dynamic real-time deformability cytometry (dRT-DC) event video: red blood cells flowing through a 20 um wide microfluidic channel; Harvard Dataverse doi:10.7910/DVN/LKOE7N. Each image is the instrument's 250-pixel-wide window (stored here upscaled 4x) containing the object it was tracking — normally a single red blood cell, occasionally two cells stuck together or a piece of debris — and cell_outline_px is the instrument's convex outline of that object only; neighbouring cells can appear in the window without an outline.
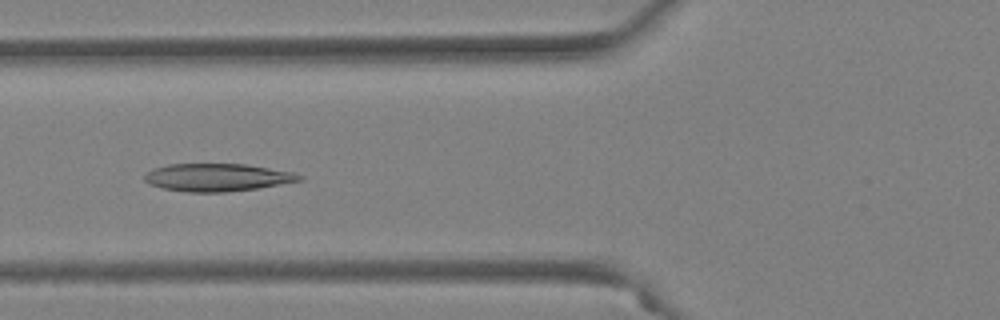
{"species": "Egyptian fruit bat (a non-hibernating species)", "species_latin": "Rousettus aegyptiacus", "temperature_condition": "warm", "stored_images_in_passage": 51, "camera_frame_rate_fps": 3000, "um_per_image_px": 0.085, "animal": {"sex": "female"}, "frame": {"image": 1, "passage_image": 20, "time_ms": 6.333, "image_size_px": [1000, 320], "cell_outline_px": [[304, 180], [256, 188], [224, 192], [188, 192], [160, 188], [148, 184], [144, 180], [144, 176], [152, 168], [168, 164], [244, 164], [296, 172], [304, 176]], "centroid_in_image_um": [18.46, 15.07], "position_along_channel_um": 107.3, "area_um2": 25.14}}
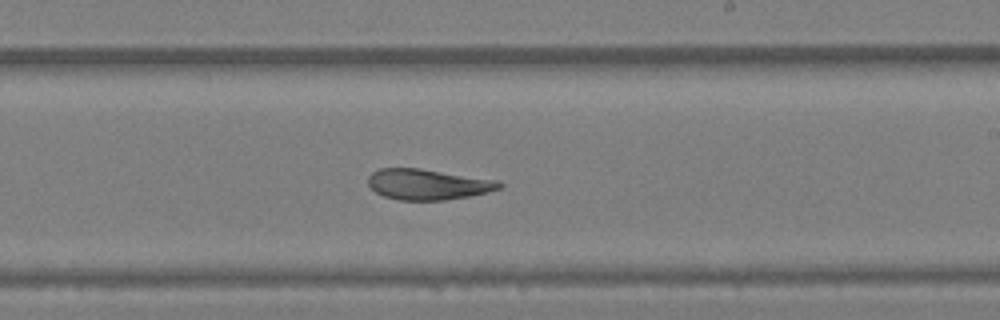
{"frame": {"image": 2, "passage_image": 31, "time_ms": 10.0, "image_size_px": [1000, 320], "cell_outline_px": [[504, 184], [500, 188], [488, 192], [468, 196], [444, 200], [400, 200], [384, 196], [376, 192], [368, 184], [368, 176], [372, 172], [380, 168], [420, 168], [496, 180]], "centroid_in_image_um": [36.35, 15.66], "position_along_channel_um": 252.7, "area_um2": 23.29}}
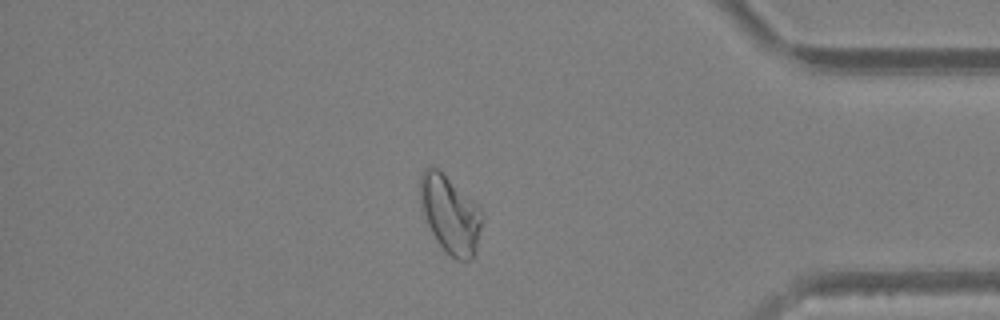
{"frame": {"image": 3, "passage_image": 44, "time_ms": 14.333, "image_size_px": [1000, 320], "cell_outline_px": [[480, 228], [476, 248], [472, 256], [468, 260], [456, 260], [436, 240], [428, 224], [424, 212], [420, 196], [420, 176], [424, 168], [432, 164], [476, 204], [480, 208]], "centroid_in_image_um": [38.23, 18.19], "position_along_channel_um": 397.0, "area_um2": 26.88}, "authors_computed_cell_mechanics": {"area_um2": 27.1082, "velocity_mm_per_s": 3.9757, "shape_relaxation_time_tau1_ms": null, "shape_relaxation_time_tau2_ms": 3.9402, "deformation_change_tau1": null, "deformation_change_tau2": 0.092}}